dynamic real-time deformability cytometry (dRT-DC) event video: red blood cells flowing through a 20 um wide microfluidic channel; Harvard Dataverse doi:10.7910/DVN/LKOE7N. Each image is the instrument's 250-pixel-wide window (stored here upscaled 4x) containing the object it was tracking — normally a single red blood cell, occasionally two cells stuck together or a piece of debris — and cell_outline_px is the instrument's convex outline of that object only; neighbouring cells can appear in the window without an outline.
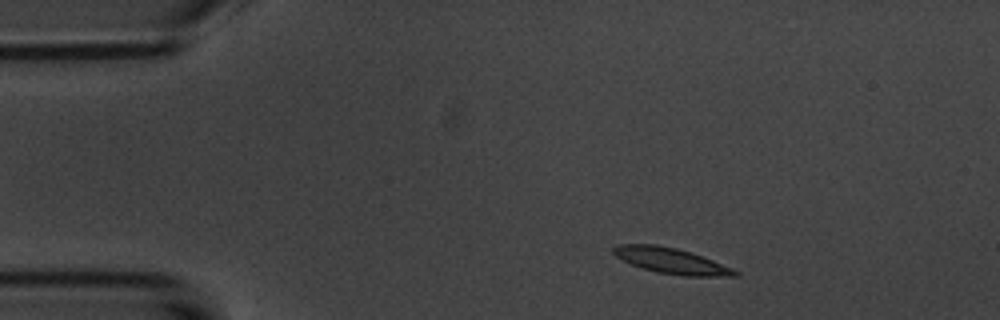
{"species": "common noctule bat (a hibernating species)", "species_latin": "Nyctalus noctula", "temperature_condition": "room temperature", "stored_images_in_passage": 4, "camera_frame_rate_fps": 3000, "um_per_image_px": 0.085, "animal": {"sex": "male", "body_mass_g": 20.1, "forearm_length_mm": 53.5}, "frame": {"image": 1, "passage_image": 1, "time_ms": 0.0, "image_size_px": [1000, 320], "cell_outline_px": [[740, 276], [684, 276], [656, 272], [632, 264], [616, 256], [612, 252], [612, 248], [616, 244], [656, 244], [676, 248], [692, 252], [732, 268], [740, 272]], "centroid_in_image_um": [57.06, 22.16], "position_along_channel_um": 27.9, "area_um2": 18.15}}
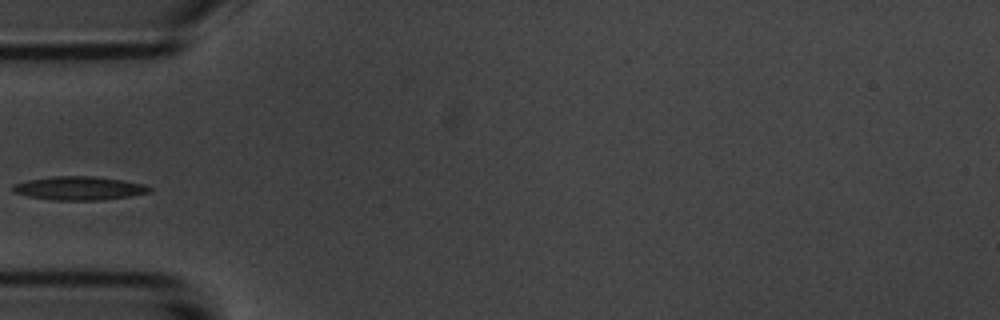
{"frame": {"image": 2, "passage_image": 3, "time_ms": 3.0, "image_size_px": [1000, 320], "cell_outline_px": [[152, 192], [128, 196], [100, 200], [52, 200], [28, 196], [12, 192], [12, 184], [28, 180], [52, 176], [92, 176], [120, 180], [144, 184], [152, 188]], "centroid_in_image_um": [6.69, 16.0], "position_along_channel_um": 78.3, "area_um2": 18.73}}